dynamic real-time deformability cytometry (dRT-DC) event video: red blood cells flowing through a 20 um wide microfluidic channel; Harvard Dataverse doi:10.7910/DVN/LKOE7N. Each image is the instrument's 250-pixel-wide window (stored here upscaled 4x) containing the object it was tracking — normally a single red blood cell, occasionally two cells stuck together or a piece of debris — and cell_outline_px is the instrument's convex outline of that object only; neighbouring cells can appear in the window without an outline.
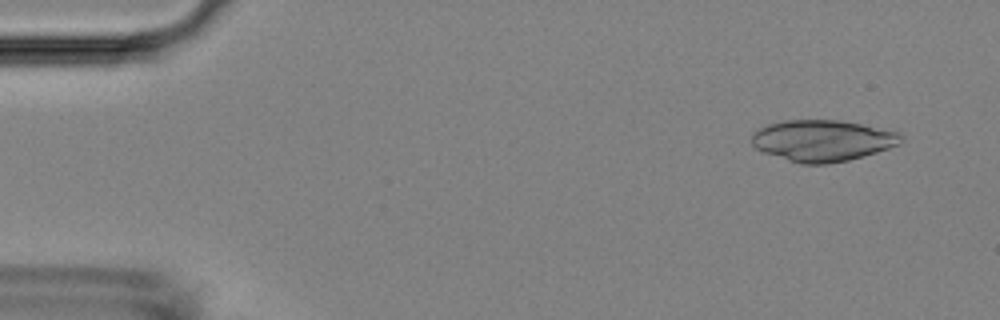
{"species": "Egyptian fruit bat (a non-hibernating species)", "species_latin": "Rousettus aegyptiacus", "temperature_condition": "room temperature", "stored_images_in_passage": 51, "camera_frame_rate_fps": 3000, "um_per_image_px": 0.085, "animal": {"sex": "female"}, "frame": {"image": 1, "passage_image": 2, "time_ms": 0.333, "image_size_px": [1000, 320], "cell_outline_px": [[904, 136], [900, 144], [876, 152], [848, 160], [828, 164], [800, 164], [764, 152], [756, 148], [752, 144], [752, 132], [768, 124], [784, 120], [836, 120], [860, 124], [900, 132]], "centroid_in_image_um": [69.91, 11.95], "position_along_channel_um": 15.1, "area_um2": 35.84}}